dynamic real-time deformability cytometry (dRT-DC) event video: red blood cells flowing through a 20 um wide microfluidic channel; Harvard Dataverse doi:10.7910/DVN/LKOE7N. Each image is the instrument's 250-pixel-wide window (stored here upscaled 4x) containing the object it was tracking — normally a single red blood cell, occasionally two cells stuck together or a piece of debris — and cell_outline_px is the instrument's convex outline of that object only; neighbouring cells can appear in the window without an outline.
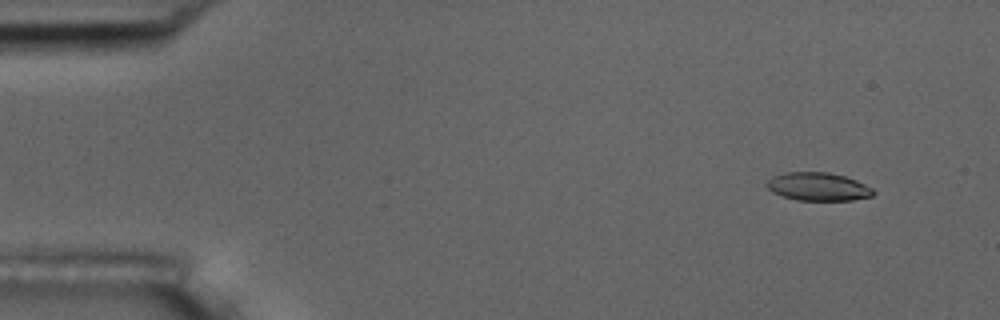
{"species": "common noctule bat (a hibernating species)", "species_latin": "Nyctalus noctula", "temperature_condition": "room temperature", "stored_images_in_passage": 4, "camera_frame_rate_fps": 3000, "um_per_image_px": 0.085, "animal": {"sex": "male", "body_mass_g": 17.5, "forearm_length_mm": 52.3}, "frame": {"image": 1, "passage_image": 2, "time_ms": 1.333, "image_size_px": [1000, 320], "cell_outline_px": [[876, 192], [872, 196], [852, 200], [796, 200], [772, 192], [764, 184], [772, 176], [784, 172], [828, 172], [844, 176], [856, 180], [872, 188]], "centroid_in_image_um": [69.52, 15.86], "position_along_channel_um": 15.5, "area_um2": 17.51}}